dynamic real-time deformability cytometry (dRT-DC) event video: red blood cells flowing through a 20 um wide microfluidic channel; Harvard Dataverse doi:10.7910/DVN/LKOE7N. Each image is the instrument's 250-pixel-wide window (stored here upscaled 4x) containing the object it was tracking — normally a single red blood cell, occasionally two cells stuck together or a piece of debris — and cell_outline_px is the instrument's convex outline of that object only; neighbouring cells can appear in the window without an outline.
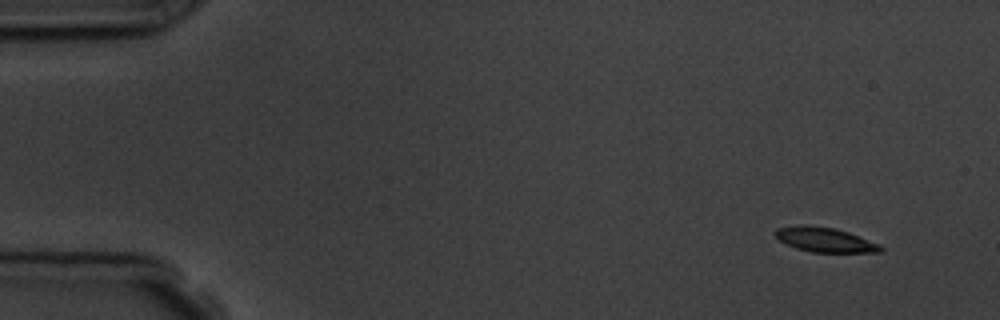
{"species": "common noctule bat (a hibernating species)", "species_latin": "Nyctalus noctula", "temperature_condition": "room temperature", "stored_images_in_passage": 4, "camera_frame_rate_fps": 3000, "um_per_image_px": 0.085, "animal": {"sex": "male", "body_mass_g": 19.5, "forearm_length_mm": 54.6}, "frame": {"image": 1, "passage_image": 1, "time_ms": 0.0, "image_size_px": [1000, 320], "cell_outline_px": [[884, 248], [880, 252], [812, 252], [796, 248], [780, 240], [772, 232], [776, 228], [800, 224], [808, 224], [836, 228], [848, 232], [880, 244]], "centroid_in_image_um": [70.09, 20.35], "position_along_channel_um": 14.9, "area_um2": 15.2}}
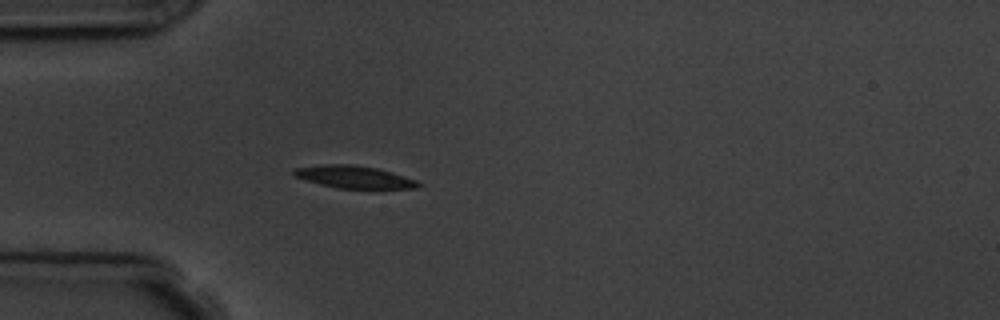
{"frame": {"image": 2, "passage_image": 4, "time_ms": 4.0, "image_size_px": [1000, 320], "cell_outline_px": [[424, 184], [416, 188], [372, 192], [336, 188], [304, 180], [292, 176], [292, 168], [320, 164], [352, 164], [376, 168], [392, 172], [416, 180]], "centroid_in_image_um": [30.15, 15.1], "position_along_channel_um": 54.9, "area_um2": 17.57}}